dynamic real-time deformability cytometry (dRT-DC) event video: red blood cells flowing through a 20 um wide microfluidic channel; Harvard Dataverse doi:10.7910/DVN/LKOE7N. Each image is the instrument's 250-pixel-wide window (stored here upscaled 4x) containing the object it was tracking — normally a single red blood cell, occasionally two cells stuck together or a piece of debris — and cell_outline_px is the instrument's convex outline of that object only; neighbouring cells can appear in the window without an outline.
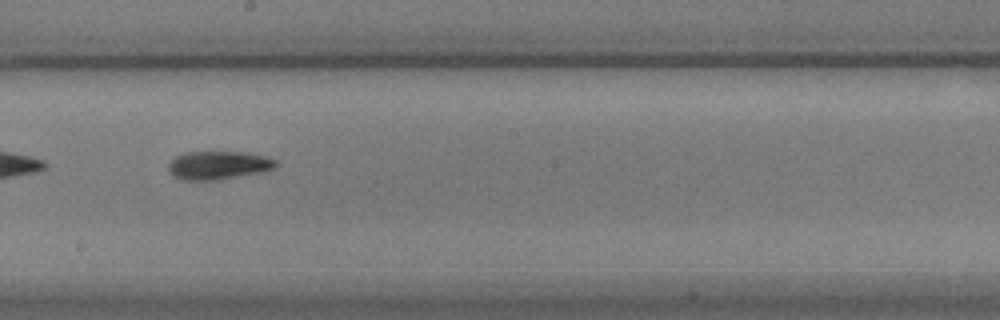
{"species": "common noctule bat (a hibernating species)", "species_latin": "Nyctalus noctula", "temperature_condition": "warm", "stored_images_in_passage": 32, "camera_frame_rate_fps": 3000, "um_per_image_px": 0.085, "animal": {"sex": "male", "body_mass_g": 17.9}, "frame": {"image": 1, "passage_image": 14, "time_ms": 4.333, "image_size_px": [1000, 320], "cell_outline_px": [[280, 164], [276, 168], [260, 172], [220, 180], [180, 180], [172, 176], [168, 172], [168, 164], [176, 156], [184, 152], [244, 152], [264, 156], [276, 160]], "centroid_in_image_um": [18.55, 14.05], "position_along_channel_um": 229.7, "area_um2": 17.98}}